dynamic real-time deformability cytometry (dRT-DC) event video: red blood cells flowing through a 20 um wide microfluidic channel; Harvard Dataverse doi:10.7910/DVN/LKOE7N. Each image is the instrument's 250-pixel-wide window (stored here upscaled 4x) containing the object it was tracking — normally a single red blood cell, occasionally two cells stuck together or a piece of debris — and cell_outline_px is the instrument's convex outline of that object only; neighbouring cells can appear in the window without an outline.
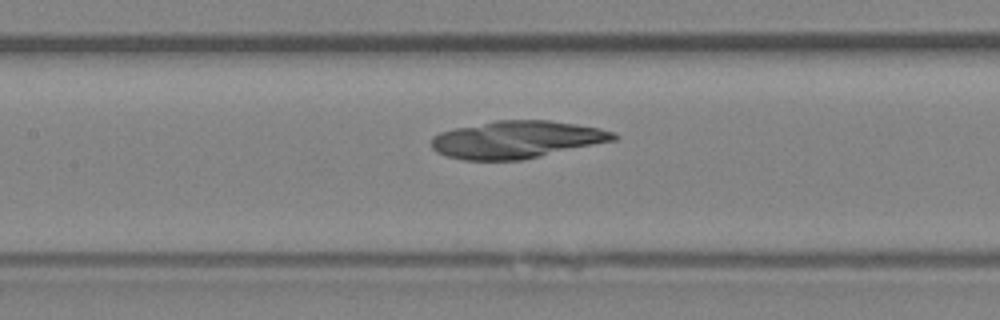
{"species": "Egyptian fruit bat (a non-hibernating species)", "species_latin": "Rousettus aegyptiacus", "temperature_condition": "room temperature", "stored_images_in_passage": 41, "camera_frame_rate_fps": 3000, "um_per_image_px": 0.085, "animal": {"sex": "female"}, "frame": {"image": 1, "passage_image": 15, "time_ms": 4.667, "image_size_px": [1000, 320], "cell_outline_px": [[620, 136], [616, 140], [520, 160], [464, 160], [444, 156], [436, 152], [432, 148], [432, 136], [440, 132], [456, 128], [496, 120], [548, 120], [576, 124], [600, 128], [616, 132]], "centroid_in_image_um": [43.92, 11.86], "position_along_channel_um": 163.5, "area_um2": 39.71}}
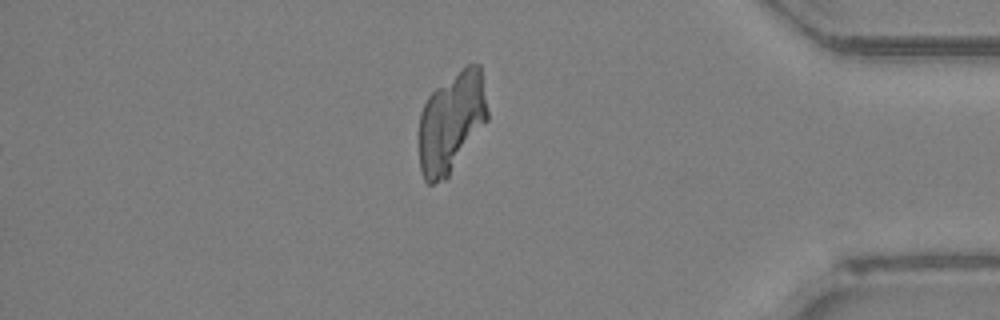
{"frame": {"image": 2, "passage_image": 34, "time_ms": 11.0, "image_size_px": [1000, 320], "cell_outline_px": [[488, 120], [448, 176], [444, 180], [432, 184], [428, 184], [424, 180], [420, 168], [420, 112], [428, 96], [436, 88], [460, 68], [468, 64], [480, 64], [488, 112]], "centroid_in_image_um": [38.37, 10.37], "position_along_channel_um": 396.8, "area_um2": 40.0}}
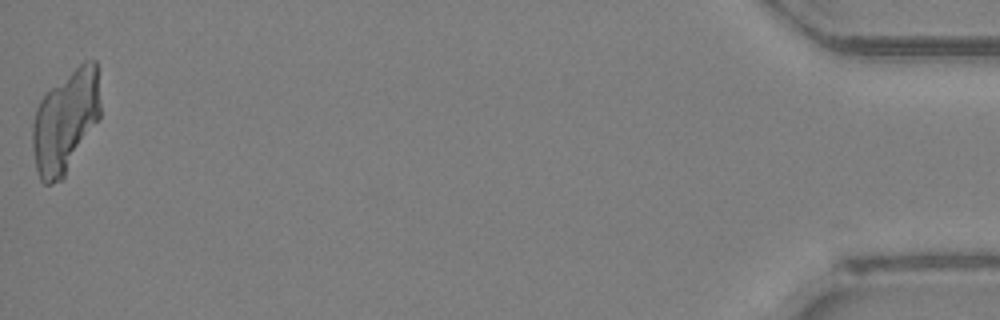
{"frame": {"image": 3, "passage_image": 41, "time_ms": 13.333, "image_size_px": [1000, 320], "cell_outline_px": [[100, 120], [64, 176], [60, 180], [52, 184], [44, 184], [40, 180], [36, 168], [32, 148], [32, 124], [36, 108], [40, 100], [52, 88], [84, 60], [96, 60], [100, 104]], "centroid_in_image_um": [5.57, 10.34], "position_along_channel_um": 429.6, "area_um2": 40.46}}